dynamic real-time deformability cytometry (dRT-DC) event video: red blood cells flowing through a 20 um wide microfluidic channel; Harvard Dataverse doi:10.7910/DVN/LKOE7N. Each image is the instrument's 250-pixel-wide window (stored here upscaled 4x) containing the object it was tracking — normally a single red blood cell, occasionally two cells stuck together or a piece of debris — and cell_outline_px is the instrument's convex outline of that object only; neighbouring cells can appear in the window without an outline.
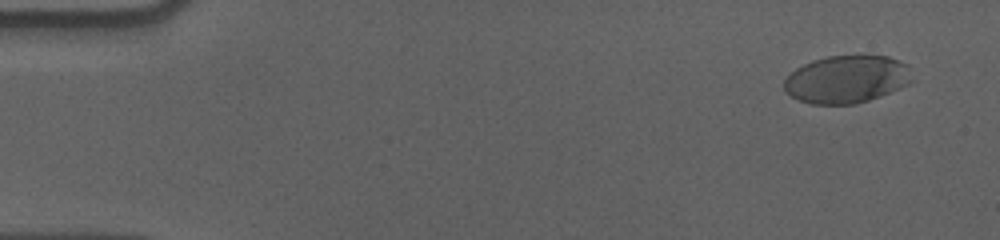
{"species": "human", "species_latin": "Homo sapiens", "temperature_condition": "cold", "stored_images_in_passage": 55, "camera_frame_rate_fps": 3000, "um_per_image_px": 0.085, "donor": {"sex": "male"}, "frame": {"image": 1, "passage_image": 1, "time_ms": 0.0, "image_size_px": [1000, 240], "cell_outline_px": [[916, 80], [900, 88], [868, 100], [856, 104], [812, 104], [800, 100], [784, 92], [784, 76], [796, 68], [812, 60], [828, 56], [888, 56], [900, 60], [908, 64]], "centroid_in_image_um": [71.99, 6.73], "position_along_channel_um": 13.0, "area_um2": 35.89}}
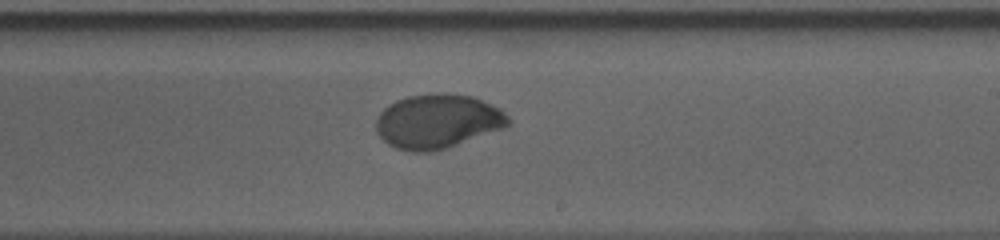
{"frame": {"image": 2, "passage_image": 32, "time_ms": 10.333, "image_size_px": [1000, 240], "cell_outline_px": [[512, 124], [504, 128], [448, 148], [432, 152], [408, 152], [396, 148], [388, 144], [376, 132], [376, 116], [388, 104], [396, 100], [408, 96], [436, 92], [444, 92], [472, 96], [500, 108], [512, 120]], "centroid_in_image_um": [37.2, 10.31], "position_along_channel_um": 251.8, "area_um2": 42.43}}
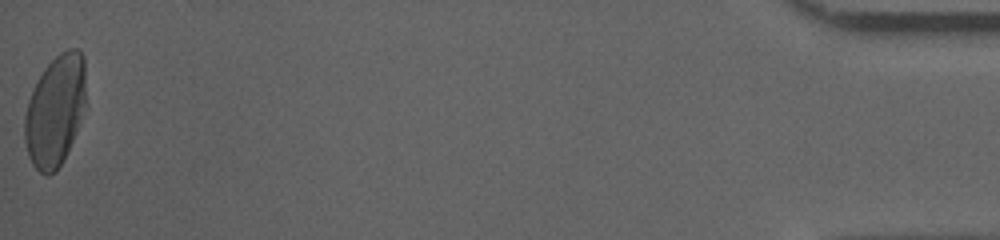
{"frame": {"image": 3, "passage_image": 55, "time_ms": 18.0, "image_size_px": [1000, 240], "cell_outline_px": [[84, 104], [72, 140], [56, 172], [48, 176], [44, 176], [32, 164], [28, 156], [24, 140], [24, 116], [28, 100], [32, 88], [44, 68], [60, 52], [68, 48], [76, 48], [84, 56]], "centroid_in_image_um": [4.64, 9.4], "position_along_channel_um": 430.6, "area_um2": 39.19}, "authors_computed_cell_mechanics": {"area_um2": 39.6508, "velocity_mm_per_s": 3.5708, "shape_relaxation_time_tau1_ms": 4.9537, "shape_relaxation_time_tau2_ms": null, "deformation_change_tau1": 0.1705, "deformation_change_tau2": null}}